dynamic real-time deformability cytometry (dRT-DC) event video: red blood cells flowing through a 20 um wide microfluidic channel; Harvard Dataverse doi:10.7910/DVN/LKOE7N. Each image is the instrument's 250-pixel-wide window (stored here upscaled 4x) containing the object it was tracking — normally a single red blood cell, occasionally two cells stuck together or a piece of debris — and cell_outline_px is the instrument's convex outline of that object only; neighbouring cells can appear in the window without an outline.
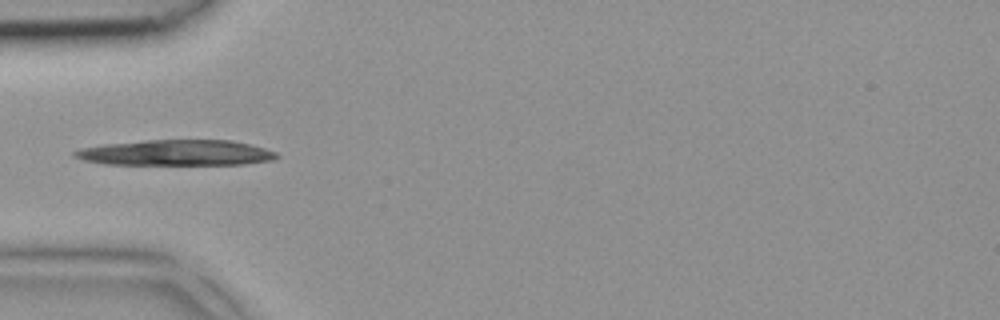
{"species": "common noctule bat (a hibernating species)", "species_latin": "Nyctalus noctula", "temperature_condition": "room temperature", "stored_images_in_passage": 5, "camera_frame_rate_fps": 3000, "um_per_image_px": 0.085, "animal": {"sex": "female", "body_mass_g": 18.4}, "frame": {"image": 1, "passage_image": 4, "time_ms": 1.0, "image_size_px": [1000, 320], "cell_outline_px": [[280, 156], [272, 160], [244, 164], [104, 164], [84, 160], [72, 156], [72, 152], [80, 148], [104, 144], [144, 140], [232, 140], [264, 148], [276, 152]], "centroid_in_image_um": [14.94, 12.98], "position_along_channel_um": 70.1, "area_um2": 30.11}}